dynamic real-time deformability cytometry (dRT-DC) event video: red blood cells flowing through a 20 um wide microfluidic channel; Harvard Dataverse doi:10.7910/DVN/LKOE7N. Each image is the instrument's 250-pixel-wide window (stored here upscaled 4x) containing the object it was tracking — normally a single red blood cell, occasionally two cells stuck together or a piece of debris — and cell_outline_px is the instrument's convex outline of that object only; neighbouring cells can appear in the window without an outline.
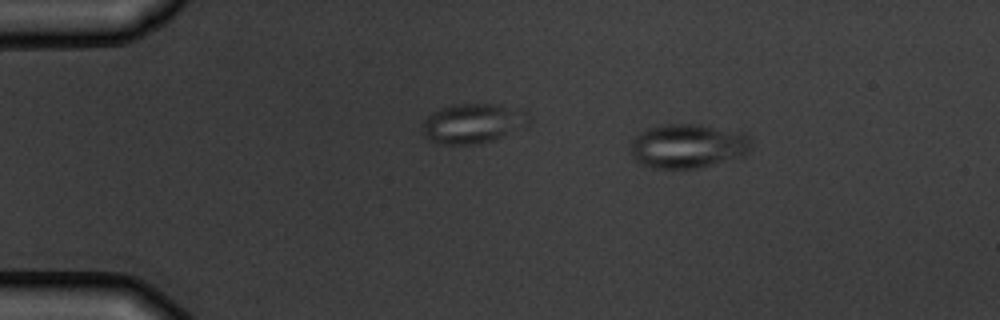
{"species": "common noctule bat (a hibernating species)", "species_latin": "Nyctalus noctula", "temperature_condition": "warm", "stored_images_in_passage": 6, "camera_frame_rate_fps": 3000, "um_per_image_px": 0.085, "animal": {"sex": "male", "body_mass_g": 19.5, "forearm_length_mm": 54.6}, "frame": {"image": 1, "passage_image": 2, "time_ms": 1.333, "image_size_px": [1000, 320], "cell_outline_px": [[752, 144], [748, 152], [740, 156], [692, 168], [656, 168], [640, 164], [632, 156], [632, 140], [640, 132], [648, 128], [664, 124], [700, 124], [740, 132], [748, 136], [752, 140]], "centroid_in_image_um": [58.45, 12.39], "position_along_channel_um": 26.6, "area_um2": 30.58}}